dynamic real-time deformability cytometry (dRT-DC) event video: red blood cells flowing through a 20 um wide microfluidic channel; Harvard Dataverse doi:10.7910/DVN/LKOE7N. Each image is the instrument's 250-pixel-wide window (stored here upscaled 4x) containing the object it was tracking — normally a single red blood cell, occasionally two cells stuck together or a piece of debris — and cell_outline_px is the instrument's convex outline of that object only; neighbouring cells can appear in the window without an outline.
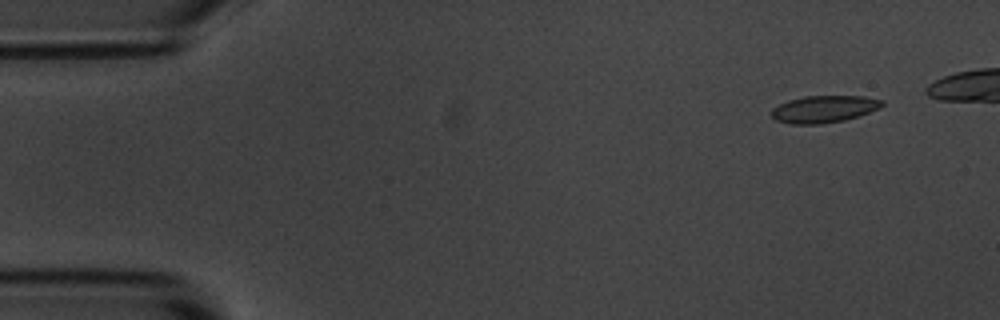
{"species": "common noctule bat (a hibernating species)", "species_latin": "Nyctalus noctula", "temperature_condition": "room temperature", "stored_images_in_passage": 45, "camera_frame_rate_fps": 3000, "um_per_image_px": 0.085, "animal": {"sex": "male", "body_mass_g": 20.1, "forearm_length_mm": 53.5}, "frame": {"image": 1, "passage_image": 2, "time_ms": 0.333, "image_size_px": [1000, 320], "cell_outline_px": [[884, 104], [880, 108], [844, 120], [820, 124], [792, 124], [776, 120], [768, 112], [772, 108], [788, 100], [804, 96], [864, 96], [884, 100]], "centroid_in_image_um": [70.01, 9.26], "position_along_channel_um": 15.0, "area_um2": 17.46}}
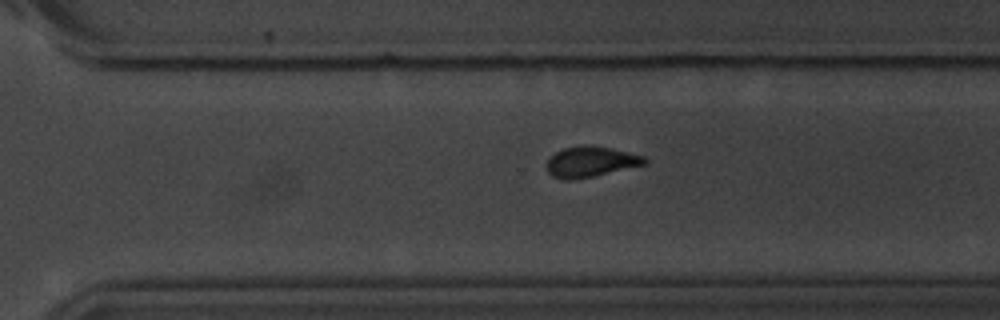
{"frame": {"image": 2, "passage_image": 35, "time_ms": 11.333, "image_size_px": [1000, 320], "cell_outline_px": [[648, 164], [576, 180], [564, 180], [552, 176], [548, 172], [544, 164], [548, 156], [564, 148], [584, 144], [608, 148], [644, 156], [648, 160]], "centroid_in_image_um": [50.15, 13.76], "position_along_channel_um": 320.4, "area_um2": 17.69}}
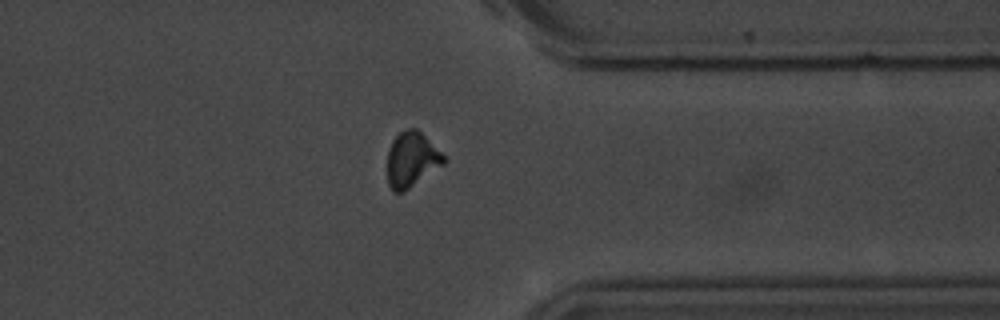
{"frame": {"image": 3, "passage_image": 40, "time_ms": 13.0, "image_size_px": [1000, 320], "cell_outline_px": [[448, 160], [444, 164], [404, 192], [392, 192], [388, 184], [388, 152], [392, 140], [400, 132], [408, 128], [416, 128]], "centroid_in_image_um": [34.98, 13.59], "position_along_channel_um": 376.4, "area_um2": 17.92}}